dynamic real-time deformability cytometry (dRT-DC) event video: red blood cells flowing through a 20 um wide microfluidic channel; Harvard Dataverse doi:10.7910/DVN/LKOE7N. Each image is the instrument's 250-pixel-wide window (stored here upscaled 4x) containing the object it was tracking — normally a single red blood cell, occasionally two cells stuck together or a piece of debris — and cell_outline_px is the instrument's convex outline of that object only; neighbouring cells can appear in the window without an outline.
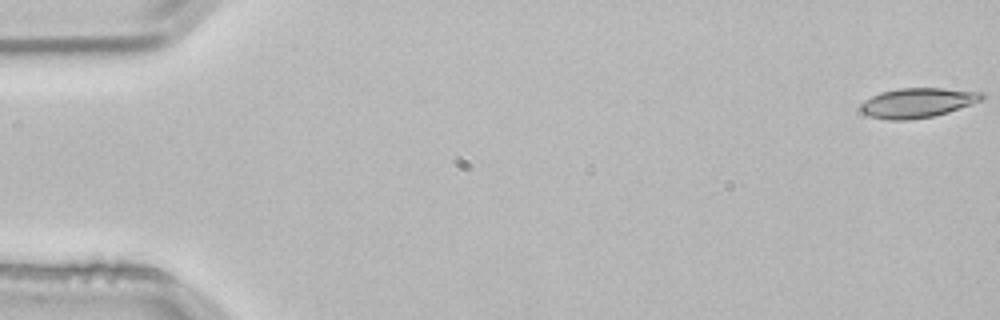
{"species": "common noctule bat (a hibernating species)", "species_latin": "Nyctalus noctula", "temperature_condition": "room temperature", "stored_images_in_passage": 3, "camera_frame_rate_fps": 3000, "um_per_image_px": 0.085, "animal": {"sex": "male", "body_mass_g": 21.5, "forearm_length_mm": 52.0}, "frame": {"image": 1, "passage_image": 1, "time_ms": 0.0, "image_size_px": [1000, 320], "cell_outline_px": [[984, 100], [948, 112], [932, 116], [908, 120], [888, 120], [868, 116], [860, 112], [860, 104], [864, 100], [880, 92], [900, 88], [944, 88], [984, 92]], "centroid_in_image_um": [77.99, 8.73], "position_along_channel_um": 7.0, "area_um2": 21.15}}
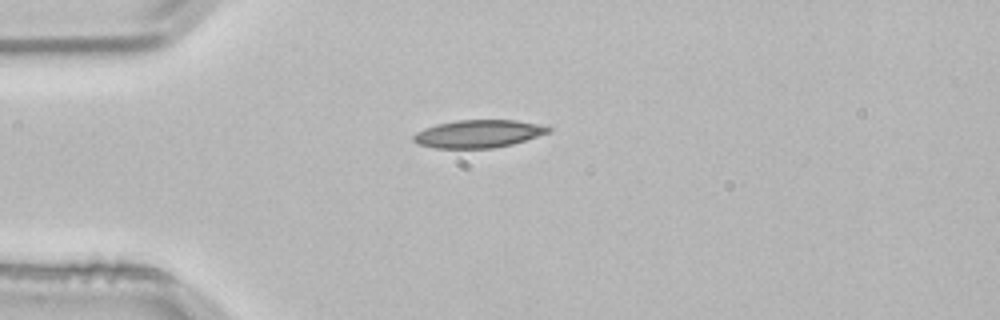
{"frame": {"image": 2, "passage_image": 3, "time_ms": 0.667, "image_size_px": [1000, 320], "cell_outline_px": [[552, 128], [548, 132], [512, 144], [492, 148], [436, 148], [416, 144], [412, 140], [412, 136], [416, 132], [424, 128], [436, 124], [456, 120], [516, 120], [536, 124]], "centroid_in_image_um": [40.57, 11.37], "position_along_channel_um": 44.4, "area_um2": 21.68}}